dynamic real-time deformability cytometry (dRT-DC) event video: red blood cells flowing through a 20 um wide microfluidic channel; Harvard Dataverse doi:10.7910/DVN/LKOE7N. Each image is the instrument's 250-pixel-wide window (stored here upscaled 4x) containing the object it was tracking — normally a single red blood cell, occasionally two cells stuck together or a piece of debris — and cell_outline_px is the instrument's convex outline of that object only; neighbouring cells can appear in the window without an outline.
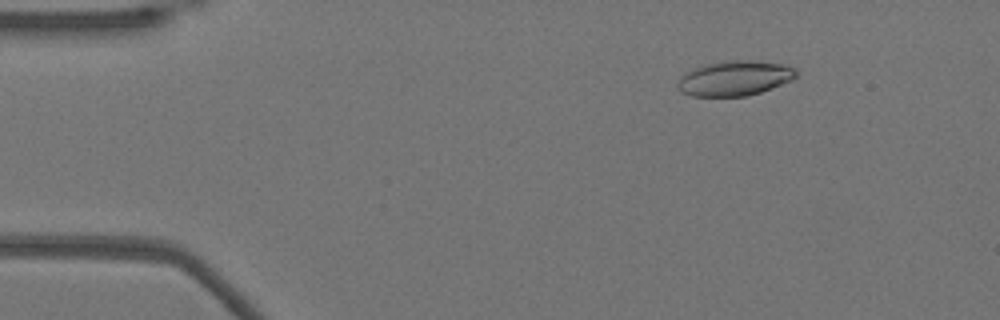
{"species": "Egyptian fruit bat (a non-hibernating species)", "species_latin": "Rousettus aegyptiacus", "temperature_condition": "warm", "stored_images_in_passage": 47, "camera_frame_rate_fps": 3000, "um_per_image_px": 0.085, "animal": {"sex": "female"}, "frame": {"image": 1, "passage_image": 2, "time_ms": 0.333, "image_size_px": [1000, 320], "cell_outline_px": [[796, 76], [792, 80], [772, 88], [748, 96], [692, 96], [680, 92], [676, 88], [676, 84], [680, 76], [696, 68], [708, 64], [728, 60], [752, 60], [788, 64], [796, 72]], "centroid_in_image_um": [62.44, 6.66], "position_along_channel_um": 22.6, "area_um2": 24.16}}
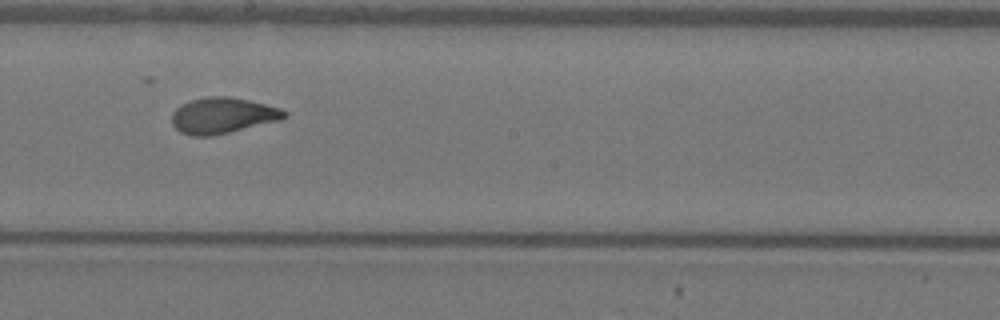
{"frame": {"image": 2, "passage_image": 24, "time_ms": 7.667, "image_size_px": [1000, 320], "cell_outline_px": [[288, 116], [280, 120], [212, 136], [192, 136], [180, 132], [172, 124], [172, 112], [176, 108], [192, 100], [208, 96], [228, 96], [248, 100], [280, 108], [288, 112]], "centroid_in_image_um": [18.93, 9.82], "position_along_channel_um": 229.3, "area_um2": 23.41}}
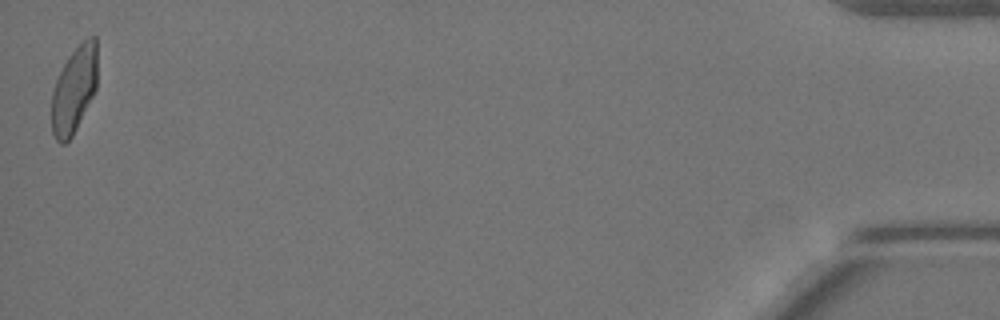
{"frame": {"image": 3, "passage_image": 47, "time_ms": 15.333, "image_size_px": [1000, 320], "cell_outline_px": [[96, 88], [72, 136], [64, 144], [60, 144], [56, 140], [52, 132], [52, 92], [56, 80], [68, 56], [88, 36], [96, 36]], "centroid_in_image_um": [6.28, 7.62], "position_along_channel_um": 428.9, "area_um2": 22.6}, "authors_computed_cell_mechanics": {"area_um2": 23.5824, "velocity_mm_per_s": 3.8478, "shape_relaxation_time_tau1_ms": null, "shape_relaxation_time_tau2_ms": 1.1836, "deformation_change_tau1": null, "deformation_change_tau2": 0.068}}